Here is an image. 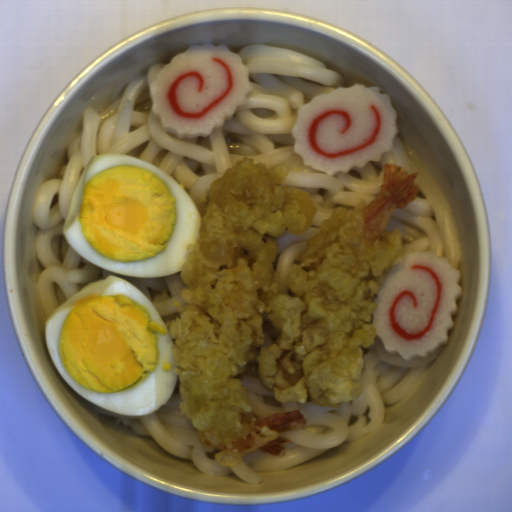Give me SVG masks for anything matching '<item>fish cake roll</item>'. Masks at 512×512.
I'll list each match as a JSON object with an SVG mask.
<instances>
[{"label": "fish cake roll", "mask_w": 512, "mask_h": 512, "mask_svg": "<svg viewBox=\"0 0 512 512\" xmlns=\"http://www.w3.org/2000/svg\"><path fill=\"white\" fill-rule=\"evenodd\" d=\"M227 44H192L164 64L150 85L152 113L164 131L206 137L245 105L254 85Z\"/></svg>", "instance_id": "obj_3"}, {"label": "fish cake roll", "mask_w": 512, "mask_h": 512, "mask_svg": "<svg viewBox=\"0 0 512 512\" xmlns=\"http://www.w3.org/2000/svg\"><path fill=\"white\" fill-rule=\"evenodd\" d=\"M461 271L427 250L404 253L380 286L373 318L387 354L427 358L450 342L452 316L463 294Z\"/></svg>", "instance_id": "obj_2"}, {"label": "fish cake roll", "mask_w": 512, "mask_h": 512, "mask_svg": "<svg viewBox=\"0 0 512 512\" xmlns=\"http://www.w3.org/2000/svg\"><path fill=\"white\" fill-rule=\"evenodd\" d=\"M382 89L356 83L300 106L290 134L302 164L332 176L381 161L399 131L398 113Z\"/></svg>", "instance_id": "obj_1"}]
</instances>
